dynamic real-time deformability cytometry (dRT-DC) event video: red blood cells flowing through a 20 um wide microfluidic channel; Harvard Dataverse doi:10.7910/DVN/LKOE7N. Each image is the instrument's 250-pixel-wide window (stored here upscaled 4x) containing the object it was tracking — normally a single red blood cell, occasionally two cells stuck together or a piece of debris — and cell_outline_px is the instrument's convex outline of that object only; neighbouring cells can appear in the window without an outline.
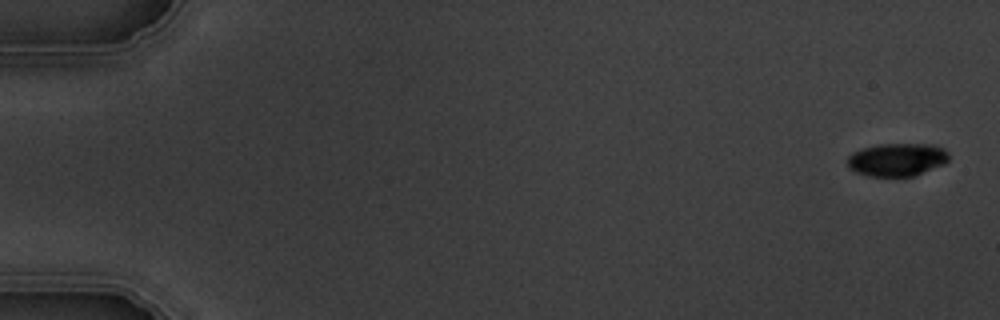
{"species": "common noctule bat (a hibernating species)", "species_latin": "Nyctalus noctula", "temperature_condition": "warm", "stored_images_in_passage": 6, "camera_frame_rate_fps": 3000, "um_per_image_px": 0.085, "animal": {"sex": "male", "body_mass_g": 19.5, "forearm_length_mm": 54.6}, "frame": {"image": 1, "passage_image": 1, "time_ms": 0.0, "image_size_px": [1000, 320], "cell_outline_px": [[948, 160], [944, 164], [912, 176], [868, 176], [856, 172], [848, 168], [848, 156], [852, 152], [876, 144], [936, 144], [944, 148], [948, 152]], "centroid_in_image_um": [76.25, 13.55], "position_along_channel_um": 8.8, "area_um2": 19.54}}
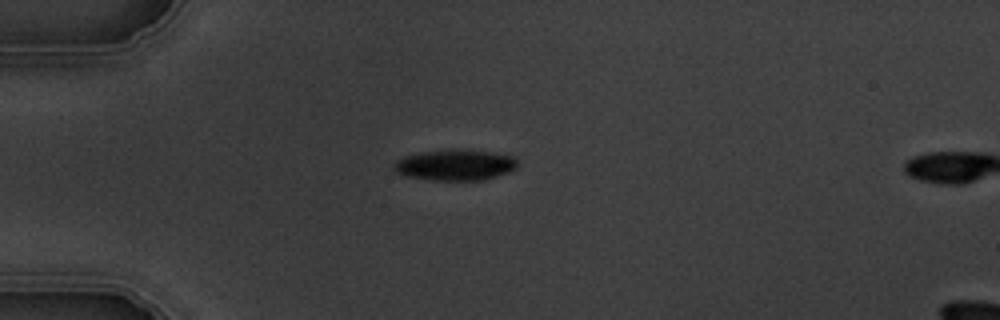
{"frame": {"image": 2, "passage_image": 5, "time_ms": 4.667, "image_size_px": [1000, 320], "cell_outline_px": [[516, 168], [508, 172], [484, 180], [432, 180], [404, 176], [396, 172], [392, 168], [392, 164], [396, 160], [404, 156], [420, 152], [488, 152], [512, 156], [516, 160]], "centroid_in_image_um": [38.61, 14.07], "position_along_channel_um": 46.4, "area_um2": 21.39}}